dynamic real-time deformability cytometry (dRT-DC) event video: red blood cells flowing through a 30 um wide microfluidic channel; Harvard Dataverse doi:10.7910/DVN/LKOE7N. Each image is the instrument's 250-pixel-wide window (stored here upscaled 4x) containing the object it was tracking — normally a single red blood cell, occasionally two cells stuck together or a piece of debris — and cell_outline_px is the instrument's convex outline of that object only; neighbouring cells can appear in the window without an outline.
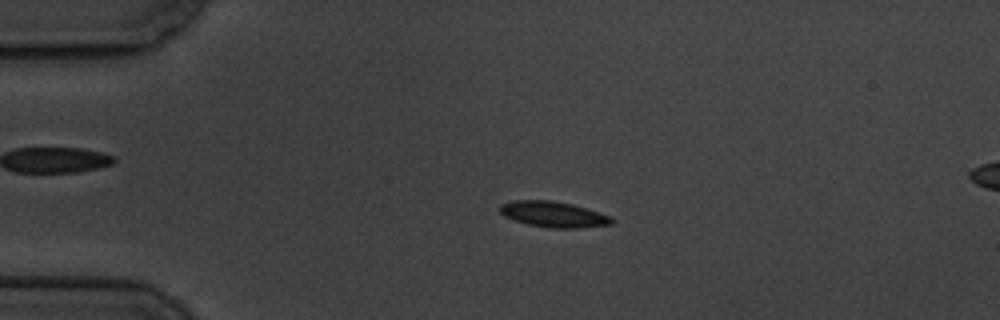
{"species": "common noctule bat (a hibernating species)", "species_latin": "Nyctalus noctula", "temperature_condition": "cold", "stored_images_in_passage": 6, "segment_of_instrument_passage": [1, 2], "camera_frame_rate_fps": 3000, "um_per_image_px": 0.085, "animal": {"sex": "male", "body_mass_g": 19.5, "forearm_length_mm": 54.6}, "frame": {"image": 1, "passage_image": 4, "time_ms": 4.333, "image_size_px": [1000, 320], "cell_outline_px": [[616, 220], [612, 224], [580, 228], [548, 228], [528, 224], [512, 220], [504, 216], [500, 212], [500, 204], [512, 200], [552, 200], [572, 204], [612, 216]], "centroid_in_image_um": [47.05, 18.22], "position_along_channel_um": 38.0, "area_um2": 16.99}}